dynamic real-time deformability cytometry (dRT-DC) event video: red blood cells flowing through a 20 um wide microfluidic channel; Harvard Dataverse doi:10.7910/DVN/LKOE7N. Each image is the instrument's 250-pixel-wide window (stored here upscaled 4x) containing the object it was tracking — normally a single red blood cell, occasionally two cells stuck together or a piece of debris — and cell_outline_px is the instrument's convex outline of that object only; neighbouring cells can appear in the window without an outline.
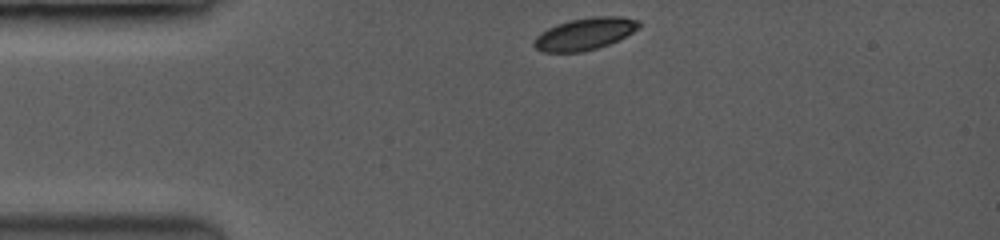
{"species": "common noctule bat (a hibernating species)", "species_latin": "Nyctalus noctula", "temperature_condition": "room temperature", "stored_images_in_passage": 4, "camera_frame_rate_fps": 3500, "um_per_image_px": 0.085, "animal": {"sex": "female", "body_mass_g": 19.0, "forearm_length_mm": 53.3}, "frame": {"image": 1, "passage_image": 1, "time_ms": 0.0, "image_size_px": [1000, 240], "cell_outline_px": [[640, 28], [608, 44], [596, 48], [580, 52], [544, 52], [536, 48], [532, 44], [536, 36], [548, 28], [572, 20], [592, 16], [620, 16], [640, 20]], "centroid_in_image_um": [49.72, 2.87], "position_along_channel_um": 35.3, "area_um2": 19.31}}
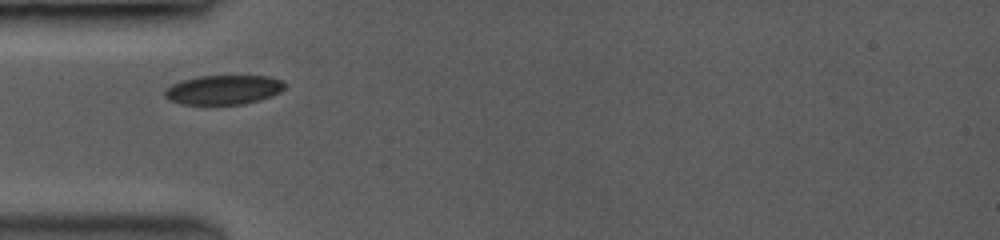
{"frame": {"image": 2, "passage_image": 3, "time_ms": 1.714, "image_size_px": [1000, 240], "cell_outline_px": [[284, 88], [280, 92], [256, 100], [240, 104], [184, 104], [172, 100], [164, 96], [164, 92], [172, 84], [184, 80], [200, 76], [268, 76], [280, 80], [284, 84]], "centroid_in_image_um": [18.98, 7.62], "position_along_channel_um": 66.0, "area_um2": 19.94}}